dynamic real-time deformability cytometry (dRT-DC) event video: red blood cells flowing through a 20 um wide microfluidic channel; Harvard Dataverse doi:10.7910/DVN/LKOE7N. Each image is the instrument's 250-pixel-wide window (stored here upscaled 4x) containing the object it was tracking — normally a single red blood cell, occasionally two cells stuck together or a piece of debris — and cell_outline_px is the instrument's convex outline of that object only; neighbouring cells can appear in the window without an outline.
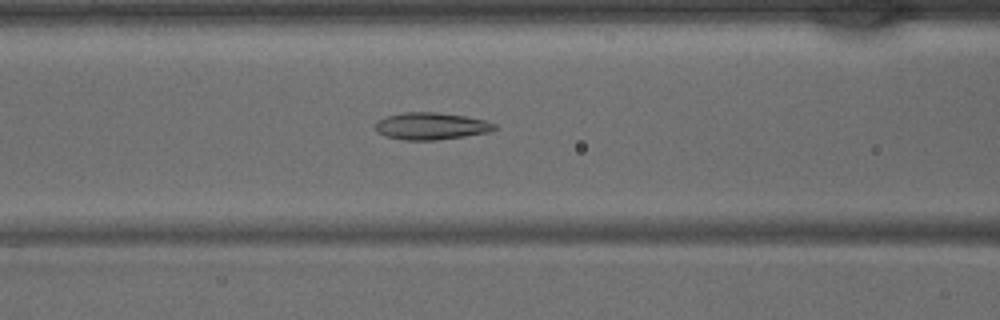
{"species": "common noctule bat (a hibernating species)", "species_latin": "Nyctalus noctula", "temperature_condition": "warm", "stored_images_in_passage": 35, "camera_frame_rate_fps": 3000, "um_per_image_px": 0.085, "animal": {"sex": "male", "body_mass_g": 15.6}, "frame": {"image": 1, "passage_image": 10, "time_ms": 3.0, "image_size_px": [1000, 320], "cell_outline_px": [[496, 128], [488, 132], [464, 136], [436, 140], [404, 140], [388, 136], [376, 132], [376, 120], [384, 116], [404, 112], [440, 112], [464, 116], [484, 120], [496, 124]], "centroid_in_image_um": [36.61, 10.7], "position_along_channel_um": 130.0, "area_um2": 18.79}}
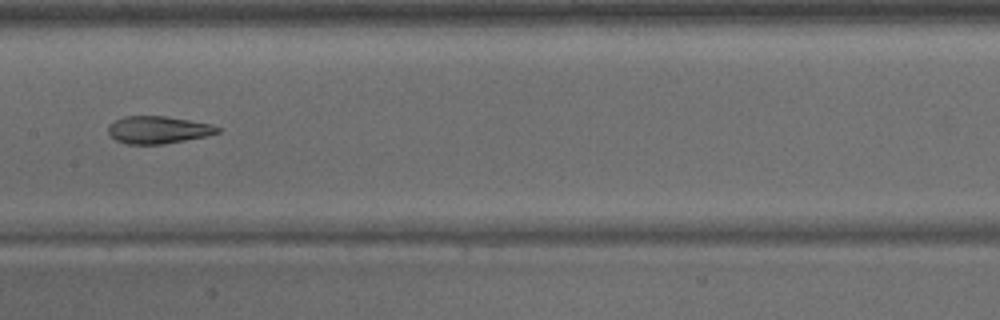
{"frame": {"image": 2, "passage_image": 14, "time_ms": 4.333, "image_size_px": [1000, 320], "cell_outline_px": [[224, 128], [220, 132], [208, 136], [164, 144], [128, 144], [116, 140], [108, 132], [108, 124], [124, 116], [164, 116], [212, 124]], "centroid_in_image_um": [13.49, 11.04], "position_along_channel_um": 193.9, "area_um2": 17.57}}
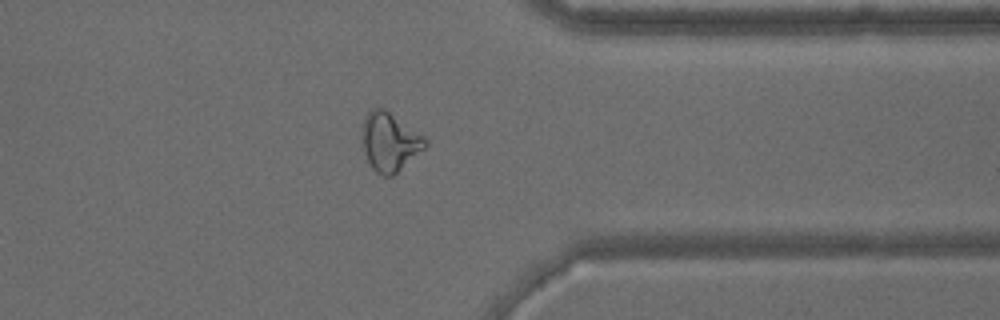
{"frame": {"image": 3, "passage_image": 26, "time_ms": 8.333, "image_size_px": [1000, 320], "cell_outline_px": [[428, 144], [424, 148], [392, 176], [384, 176], [376, 172], [372, 168], [364, 152], [364, 116], [372, 108], [384, 108], [424, 136], [428, 140]], "centroid_in_image_um": [33.14, 12.05], "position_along_channel_um": 378.3, "area_um2": 20.98}}